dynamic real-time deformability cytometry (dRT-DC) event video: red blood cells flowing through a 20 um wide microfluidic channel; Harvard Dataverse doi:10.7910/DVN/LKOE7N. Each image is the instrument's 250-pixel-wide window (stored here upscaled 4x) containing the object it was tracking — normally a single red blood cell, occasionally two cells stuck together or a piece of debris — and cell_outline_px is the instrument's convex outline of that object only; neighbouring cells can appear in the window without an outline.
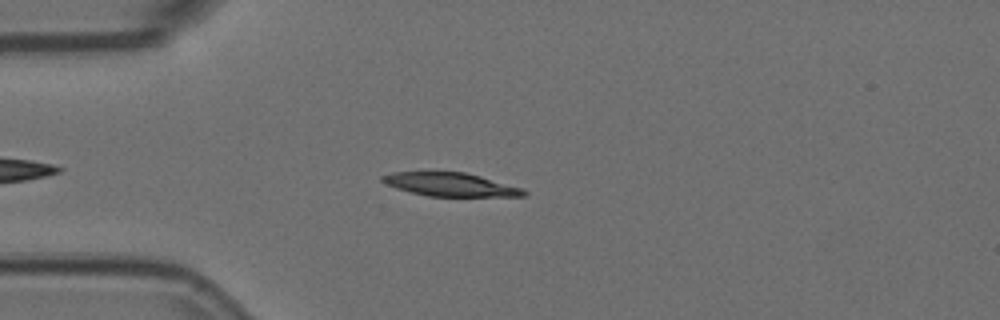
{"species": "Egyptian fruit bat (a non-hibernating species)", "species_latin": "Rousettus aegyptiacus", "temperature_condition": "room temperature", "stored_images_in_passage": 4, "camera_frame_rate_fps": 3000, "um_per_image_px": 0.085, "animal": {"sex": "female"}, "frame": {"image": 1, "passage_image": 4, "time_ms": 1.0, "image_size_px": [1000, 320], "cell_outline_px": [[528, 196], [428, 196], [396, 188], [380, 180], [380, 176], [392, 172], [464, 172], [480, 176], [524, 188], [528, 192]], "centroid_in_image_um": [38.32, 15.68], "position_along_channel_um": 46.7, "area_um2": 19.25}}